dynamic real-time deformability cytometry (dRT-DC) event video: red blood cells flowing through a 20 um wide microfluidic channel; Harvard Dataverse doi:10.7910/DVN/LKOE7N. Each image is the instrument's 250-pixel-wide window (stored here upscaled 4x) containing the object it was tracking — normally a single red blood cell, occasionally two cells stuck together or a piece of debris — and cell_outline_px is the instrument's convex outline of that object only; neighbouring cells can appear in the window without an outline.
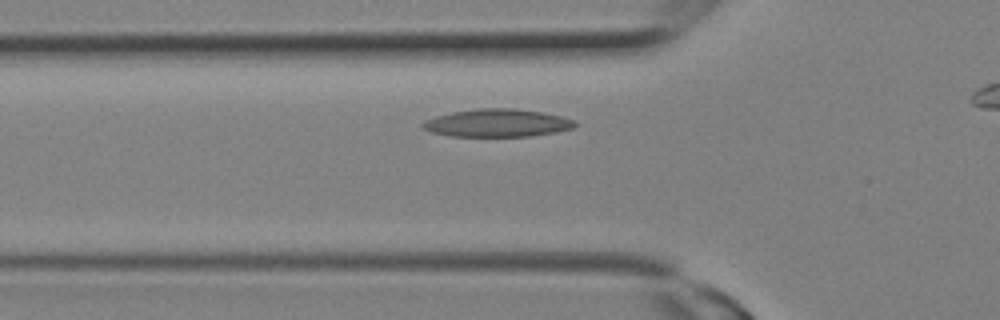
{"species": "Egyptian fruit bat (a non-hibernating species)", "species_latin": "Rousettus aegyptiacus", "temperature_condition": "room temperature", "stored_images_in_passage": 5, "camera_frame_rate_fps": 3000, "um_per_image_px": 0.085, "animal": {"sex": "female"}, "frame": {"image": 1, "passage_image": 3, "time_ms": 0.667, "image_size_px": [1000, 320], "cell_outline_px": [[580, 124], [576, 128], [556, 132], [532, 136], [448, 136], [432, 132], [424, 128], [420, 124], [424, 120], [436, 116], [452, 112], [476, 108], [512, 108], [544, 112], [560, 116], [572, 120]], "centroid_in_image_um": [42.29, 10.45], "position_along_channel_um": 83.5, "area_um2": 24.85}}
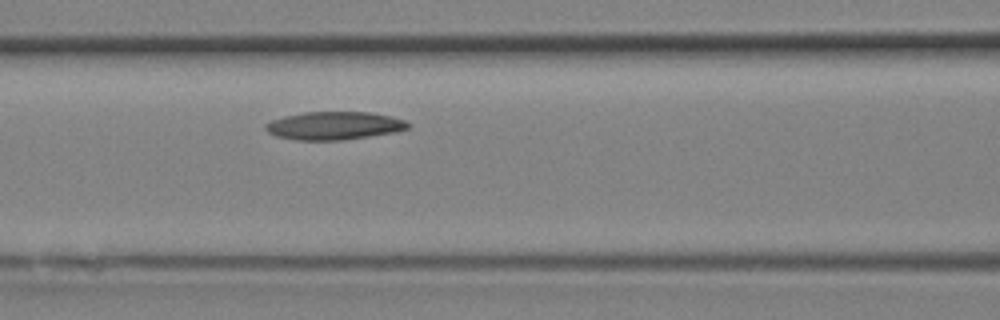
{"frame": {"image": 2, "passage_image": 5, "time_ms": 1.333, "image_size_px": [1000, 320], "cell_outline_px": [[408, 128], [392, 132], [344, 140], [292, 140], [276, 136], [268, 132], [264, 128], [264, 124], [272, 120], [284, 116], [304, 112], [368, 112], [392, 116], [404, 120], [408, 124]], "centroid_in_image_um": [28.34, 10.68], "position_along_channel_um": 138.3, "area_um2": 23.18}}